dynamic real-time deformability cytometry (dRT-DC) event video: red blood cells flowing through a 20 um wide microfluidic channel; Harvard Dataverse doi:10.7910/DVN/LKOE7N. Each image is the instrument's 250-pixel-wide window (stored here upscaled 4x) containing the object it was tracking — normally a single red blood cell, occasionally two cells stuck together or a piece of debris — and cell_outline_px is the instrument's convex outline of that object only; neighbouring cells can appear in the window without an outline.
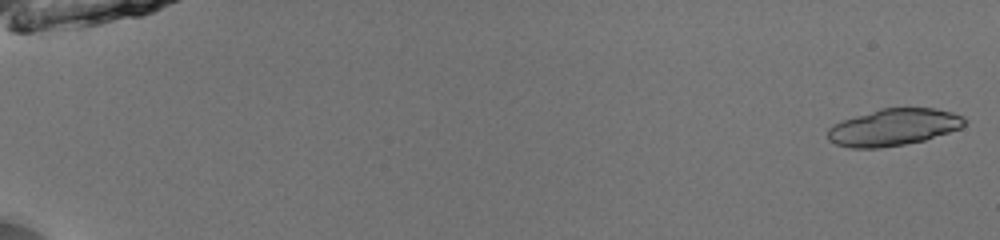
{"species": "common noctule bat (a hibernating species)", "species_latin": "Nyctalus noctula", "temperature_condition": "room temperature", "stored_images_in_passage": 31, "segment_of_instrument_passage": [1, 2], "camera_frame_rate_fps": 3000, "um_per_image_px": 0.085, "animal": {"sex": "male", "body_mass_g": 13.0, "forearm_length_mm": 53.1}, "frame": {"image": 1, "passage_image": 1, "time_ms": 0.0, "image_size_px": [1000, 240], "cell_outline_px": [[968, 120], [960, 128], [924, 140], [904, 144], [880, 148], [848, 148], [836, 144], [828, 140], [828, 128], [832, 124], [880, 108], [936, 108], [952, 112], [964, 116]], "centroid_in_image_um": [75.95, 10.81], "position_along_channel_um": 9.0, "area_um2": 29.36}}